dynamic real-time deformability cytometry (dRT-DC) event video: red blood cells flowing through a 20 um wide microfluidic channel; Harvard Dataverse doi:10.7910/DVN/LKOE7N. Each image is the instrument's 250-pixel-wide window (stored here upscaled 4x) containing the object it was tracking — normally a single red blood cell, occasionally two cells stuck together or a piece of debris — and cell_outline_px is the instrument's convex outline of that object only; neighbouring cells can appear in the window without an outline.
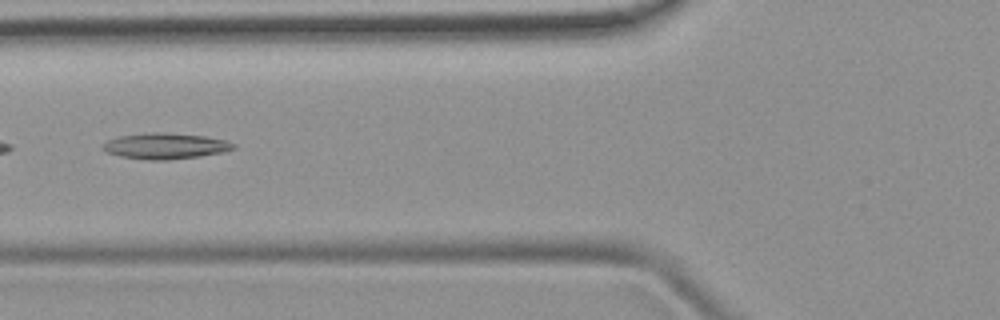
{"species": "common noctule bat (a hibernating species)", "species_latin": "Nyctalus noctula", "temperature_condition": "room temperature", "stored_images_in_passage": 7, "camera_frame_rate_fps": 3000, "um_per_image_px": 0.085, "animal": {"sex": "female", "body_mass_g": 19.9}, "frame": {"image": 1, "passage_image": 7, "time_ms": 6.667, "image_size_px": [1000, 320], "cell_outline_px": [[236, 148], [224, 152], [200, 156], [168, 160], [148, 160], [120, 156], [108, 152], [100, 148], [108, 140], [116, 136], [152, 132], [164, 132], [204, 136], [228, 140], [236, 144]], "centroid_in_image_um": [14.08, 12.4], "position_along_channel_um": 111.7, "area_um2": 19.88}}